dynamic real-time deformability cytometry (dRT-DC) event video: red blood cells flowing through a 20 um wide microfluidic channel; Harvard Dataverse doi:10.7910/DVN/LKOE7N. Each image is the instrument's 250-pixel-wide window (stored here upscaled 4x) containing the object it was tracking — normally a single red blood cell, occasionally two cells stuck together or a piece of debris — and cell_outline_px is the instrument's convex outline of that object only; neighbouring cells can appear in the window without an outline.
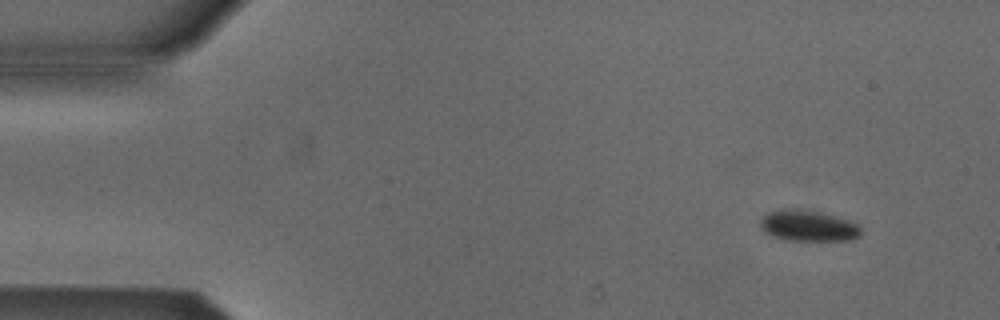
{"species": "Egyptian fruit bat (a non-hibernating species)", "species_latin": "Rousettus aegyptiacus", "temperature_condition": "cold", "stored_images_in_passage": 4, "camera_frame_rate_fps": 3000, "um_per_image_px": 0.085, "animal": {"sex": "male"}, "frame": {"image": 1, "passage_image": 1, "time_ms": 0.0, "image_size_px": [1000, 320], "cell_outline_px": [[860, 236], [848, 240], [784, 240], [772, 236], [764, 232], [760, 228], [760, 220], [768, 212], [792, 208], [800, 208], [820, 212], [848, 220], [856, 224], [860, 228]], "centroid_in_image_um": [68.65, 19.19], "position_along_channel_um": 16.4, "area_um2": 18.09}}
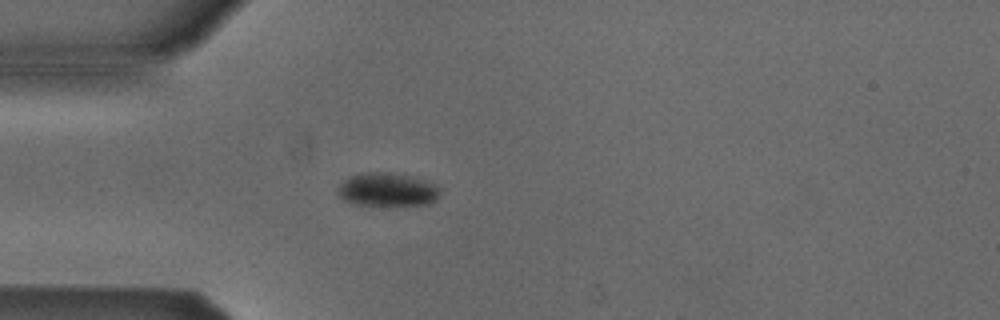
{"frame": {"image": 2, "passage_image": 4, "time_ms": 3.333, "image_size_px": [1000, 320], "cell_outline_px": [[440, 196], [436, 200], [428, 204], [352, 204], [344, 200], [336, 192], [336, 188], [348, 176], [368, 172], [388, 172], [408, 176], [432, 184], [440, 188]], "centroid_in_image_um": [32.87, 16.11], "position_along_channel_um": 52.1, "area_um2": 19.54}}